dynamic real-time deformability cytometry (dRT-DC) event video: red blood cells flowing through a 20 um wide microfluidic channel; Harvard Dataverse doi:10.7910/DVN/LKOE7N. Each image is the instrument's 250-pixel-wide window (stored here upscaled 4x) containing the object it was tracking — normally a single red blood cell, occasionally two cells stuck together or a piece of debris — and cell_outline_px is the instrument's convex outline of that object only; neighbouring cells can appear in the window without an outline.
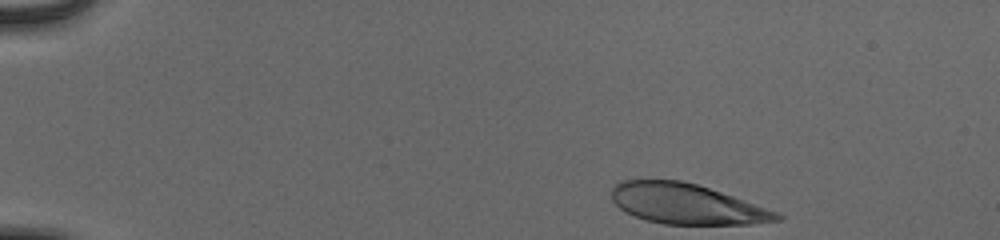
{"species": "human", "species_latin": "Homo sapiens", "temperature_condition": "cold", "stored_images_in_passage": 40, "camera_frame_rate_fps": 3000, "um_per_image_px": 0.085, "donor": {"sex": "male"}, "frame": {"image": 1, "passage_image": 1, "time_ms": 0.0, "image_size_px": [1000, 240], "cell_outline_px": [[784, 220], [752, 224], [664, 224], [644, 220], [620, 208], [612, 200], [612, 188], [620, 180], [680, 180], [696, 184], [780, 212], [784, 216]], "centroid_in_image_um": [58.4, 17.34], "position_along_channel_um": 26.6, "area_um2": 38.67}}
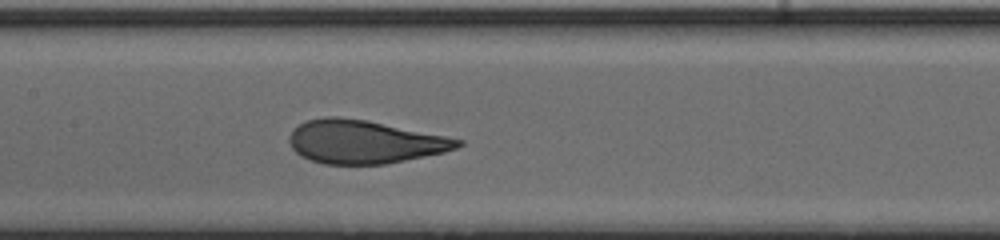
{"frame": {"image": 2, "passage_image": 21, "time_ms": 6.667, "image_size_px": [1000, 240], "cell_outline_px": [[464, 144], [456, 148], [444, 152], [384, 164], [324, 164], [300, 156], [292, 148], [288, 140], [288, 136], [300, 124], [308, 120], [324, 116], [336, 116], [368, 120], [464, 140]], "centroid_in_image_um": [30.95, 12.05], "position_along_channel_um": 176.4, "area_um2": 42.25}}
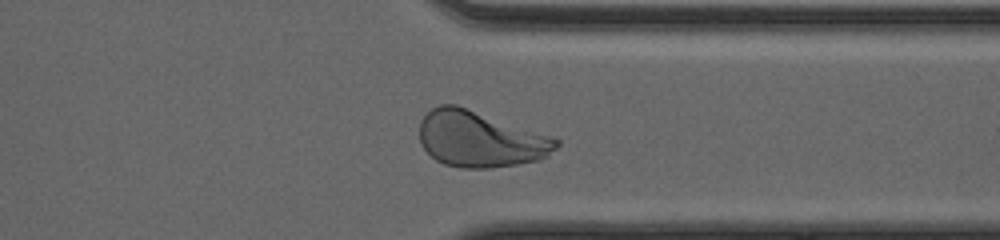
{"frame": {"image": 3, "passage_image": 36, "time_ms": 11.667, "image_size_px": [1000, 240], "cell_outline_px": [[560, 144], [548, 156], [540, 160], [492, 168], [460, 168], [444, 164], [436, 160], [420, 144], [420, 120], [432, 108], [440, 104], [456, 104], [560, 140]], "centroid_in_image_um": [40.79, 11.84], "position_along_channel_um": 370.6, "area_um2": 44.27}, "authors_computed_cell_mechanics": {"area_um2": 42.3096, "velocity_mm_per_s": 3.8734, "shape_relaxation_time_tau1_ms": 3.3978, "shape_relaxation_time_tau2_ms": null, "deformation_change_tau1": 0.2018, "deformation_change_tau2": null}}